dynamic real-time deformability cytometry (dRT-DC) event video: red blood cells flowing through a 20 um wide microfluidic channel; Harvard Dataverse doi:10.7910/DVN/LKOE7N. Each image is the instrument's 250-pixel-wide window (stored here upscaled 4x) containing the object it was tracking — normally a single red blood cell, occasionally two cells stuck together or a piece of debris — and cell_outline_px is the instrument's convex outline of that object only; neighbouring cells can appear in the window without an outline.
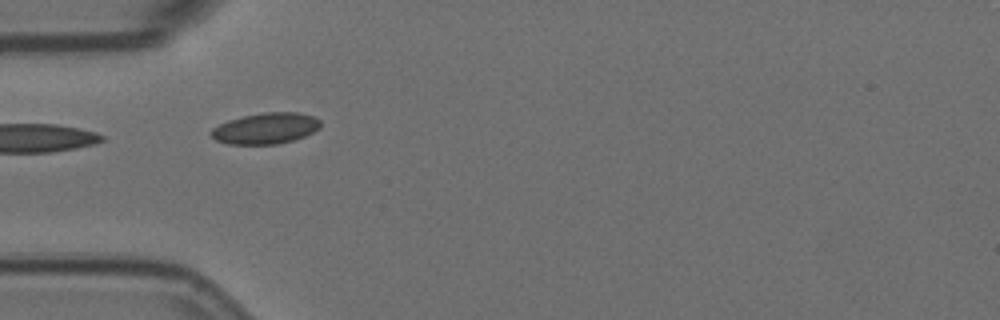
{"species": "Egyptian fruit bat (a non-hibernating species)", "species_latin": "Rousettus aegyptiacus", "temperature_condition": "room temperature", "stored_images_in_passage": 2, "camera_frame_rate_fps": 3000, "um_per_image_px": 0.085, "animal": {"sex": "female"}, "frame": {"image": 1, "passage_image": 1, "time_ms": 0.0, "image_size_px": [1000, 320], "cell_outline_px": [[320, 128], [304, 136], [292, 140], [276, 144], [228, 144], [216, 140], [208, 132], [212, 128], [228, 120], [244, 116], [264, 112], [296, 112], [312, 116], [320, 120]], "centroid_in_image_um": [22.56, 10.91], "position_along_channel_um": 62.4, "area_um2": 19.65}}